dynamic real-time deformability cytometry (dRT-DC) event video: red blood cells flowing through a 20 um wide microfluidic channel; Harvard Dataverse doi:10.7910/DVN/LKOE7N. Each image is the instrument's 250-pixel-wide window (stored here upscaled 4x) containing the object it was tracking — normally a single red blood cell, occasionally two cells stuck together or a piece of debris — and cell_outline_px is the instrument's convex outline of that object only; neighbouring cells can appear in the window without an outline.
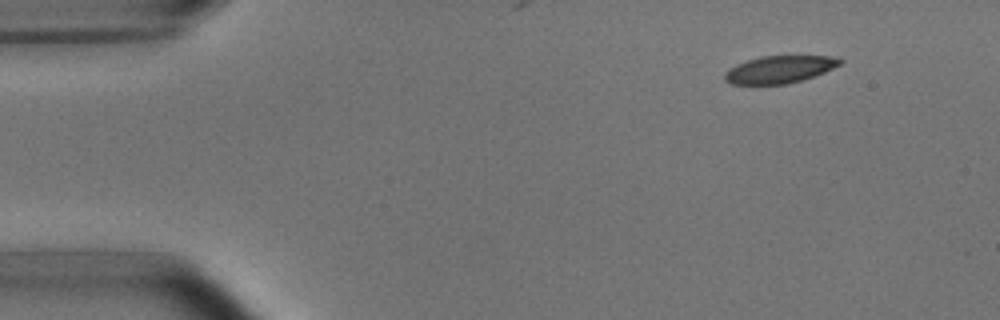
{"species": "common noctule bat (a hibernating species)", "species_latin": "Nyctalus noctula", "temperature_condition": "room temperature", "stored_images_in_passage": 3, "camera_frame_rate_fps": 3000, "um_per_image_px": 0.085, "animal": {"sex": "male", "body_mass_g": 15.6}, "frame": {"image": 1, "passage_image": 3, "time_ms": 2.333, "image_size_px": [1000, 320], "cell_outline_px": [[844, 60], [840, 64], [824, 72], [800, 80], [784, 84], [732, 84], [724, 80], [724, 72], [736, 64], [748, 60], [764, 56], [840, 56]], "centroid_in_image_um": [66.26, 5.89], "position_along_channel_um": 18.7, "area_um2": 18.21}}